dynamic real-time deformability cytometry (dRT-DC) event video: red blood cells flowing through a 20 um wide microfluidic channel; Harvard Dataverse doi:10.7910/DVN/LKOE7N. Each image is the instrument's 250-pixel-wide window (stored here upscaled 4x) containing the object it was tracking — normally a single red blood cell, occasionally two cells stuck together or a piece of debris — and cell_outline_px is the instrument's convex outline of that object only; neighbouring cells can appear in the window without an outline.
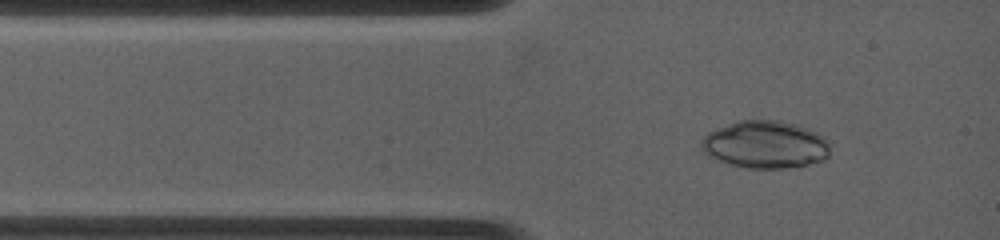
{"species": "common noctule bat (a hibernating species)", "species_latin": "Nyctalus noctula", "temperature_condition": "warm", "stored_images_in_passage": 2, "camera_frame_rate_fps": 4500, "um_per_image_px": 0.085, "animal": {"sex": "female", "body_mass_g": 19.0, "forearm_length_mm": 53.3}, "frame": {"image": 1, "passage_image": 1, "time_ms": 0.0, "image_size_px": [1000, 240], "cell_outline_px": [[828, 156], [824, 160], [808, 164], [784, 168], [748, 168], [732, 164], [708, 156], [700, 148], [700, 140], [708, 132], [716, 128], [736, 120], [780, 120], [796, 124], [816, 132], [824, 136], [828, 140]], "centroid_in_image_um": [65.02, 12.27], "position_along_channel_um": 20.0, "area_um2": 35.72}}